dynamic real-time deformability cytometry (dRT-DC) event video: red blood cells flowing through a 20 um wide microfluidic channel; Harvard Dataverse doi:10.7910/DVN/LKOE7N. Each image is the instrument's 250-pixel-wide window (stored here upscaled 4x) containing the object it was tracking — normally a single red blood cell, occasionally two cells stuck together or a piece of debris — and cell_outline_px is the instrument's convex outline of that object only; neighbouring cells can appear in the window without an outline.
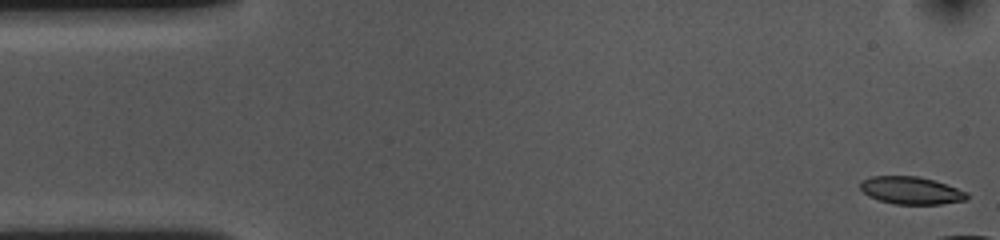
{"species": "common noctule bat (a hibernating species)", "species_latin": "Nyctalus noctula", "temperature_condition": "cold", "stored_images_in_passage": 10, "camera_frame_rate_fps": 3000, "um_per_image_px": 0.085, "animal": {"sex": "female", "body_mass_g": 10.0, "forearm_length_mm": 53.1}, "frame": {"image": 1, "passage_image": 1, "time_ms": 0.0, "image_size_px": [1000, 240], "cell_outline_px": [[968, 200], [940, 204], [892, 204], [868, 196], [860, 188], [860, 180], [872, 176], [916, 176], [932, 180], [968, 192]], "centroid_in_image_um": [77.42, 16.19], "position_along_channel_um": 7.6, "area_um2": 17.05}}